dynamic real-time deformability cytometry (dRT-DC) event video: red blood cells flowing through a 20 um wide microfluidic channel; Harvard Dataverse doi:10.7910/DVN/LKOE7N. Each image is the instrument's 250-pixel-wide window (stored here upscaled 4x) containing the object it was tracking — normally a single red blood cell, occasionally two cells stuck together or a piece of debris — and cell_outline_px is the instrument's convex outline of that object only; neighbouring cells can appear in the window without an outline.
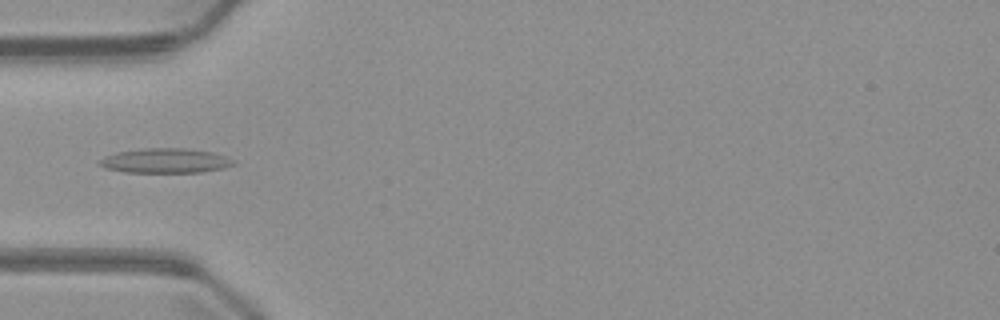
{"species": "common noctule bat (a hibernating species)", "species_latin": "Nyctalus noctula", "temperature_condition": "warm", "stored_images_in_passage": 3, "camera_frame_rate_fps": 3000, "um_per_image_px": 0.085, "animal": {"sex": "male", "body_mass_g": 23.1, "forearm_length_mm": 52.7}, "frame": {"image": 1, "passage_image": 2, "time_ms": 2.0, "image_size_px": [1000, 320], "cell_outline_px": [[236, 164], [224, 168], [200, 172], [124, 172], [104, 168], [96, 164], [96, 160], [104, 156], [116, 152], [144, 148], [184, 148], [212, 152], [236, 160]], "centroid_in_image_um": [14.0, 13.66], "position_along_channel_um": 71.0, "area_um2": 19.48}}
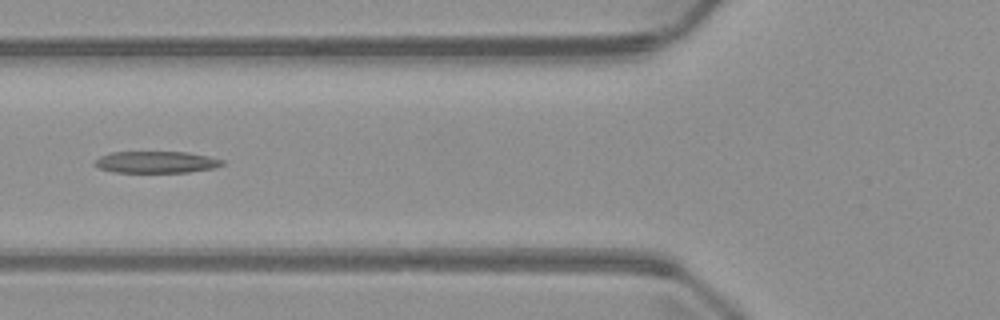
{"frame": {"image": 2, "passage_image": 3, "time_ms": 3.0, "image_size_px": [1000, 320], "cell_outline_px": [[224, 164], [216, 168], [188, 172], [116, 172], [100, 168], [92, 164], [100, 156], [112, 152], [188, 152], [208, 156], [224, 160]], "centroid_in_image_um": [13.31, 13.78], "position_along_channel_um": 112.5, "area_um2": 16.13}}